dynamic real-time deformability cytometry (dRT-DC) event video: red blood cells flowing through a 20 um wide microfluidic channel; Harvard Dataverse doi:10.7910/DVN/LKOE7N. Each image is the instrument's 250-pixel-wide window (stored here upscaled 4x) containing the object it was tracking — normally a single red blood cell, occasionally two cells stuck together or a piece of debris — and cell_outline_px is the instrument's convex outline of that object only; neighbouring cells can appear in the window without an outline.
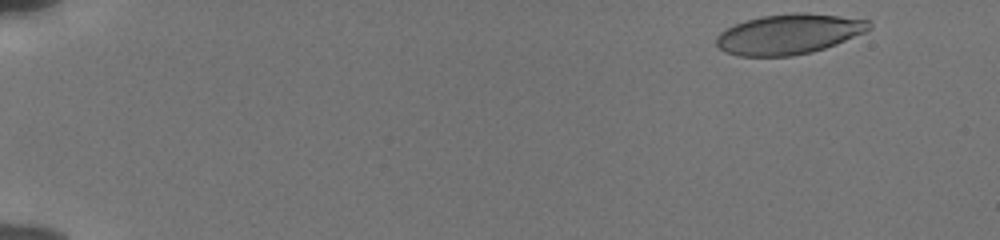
{"species": "human", "species_latin": "Homo sapiens", "temperature_condition": "cold", "stored_images_in_passage": 52, "camera_frame_rate_fps": 3000, "um_per_image_px": 0.085, "donor": {"sex": "male"}, "frame": {"image": 1, "passage_image": 2, "time_ms": 0.333, "image_size_px": [1000, 240], "cell_outline_px": [[872, 28], [864, 32], [836, 44], [812, 52], [792, 56], [736, 56], [724, 52], [716, 44], [716, 36], [720, 32], [736, 24], [748, 20], [764, 16], [792, 12], [804, 12], [868, 20], [872, 24]], "centroid_in_image_um": [67.04, 2.91], "position_along_channel_um": 18.0, "area_um2": 35.55}}
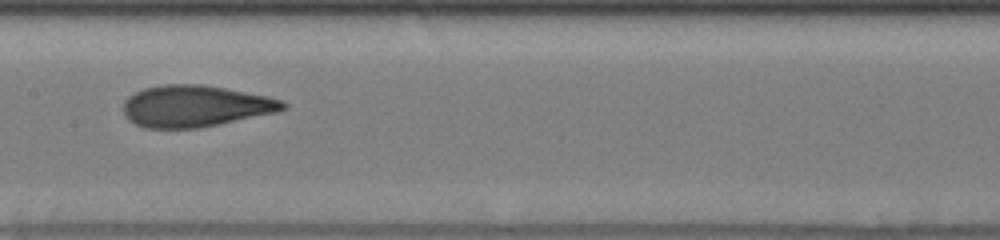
{"frame": {"image": 2, "passage_image": 27, "time_ms": 8.667, "image_size_px": [1000, 240], "cell_outline_px": [[288, 108], [276, 112], [220, 124], [196, 128], [144, 128], [128, 120], [124, 116], [124, 100], [128, 96], [144, 88], [160, 84], [204, 84], [268, 96], [284, 100], [288, 104]], "centroid_in_image_um": [16.61, 9.01], "position_along_channel_um": 190.8, "area_um2": 38.96}}
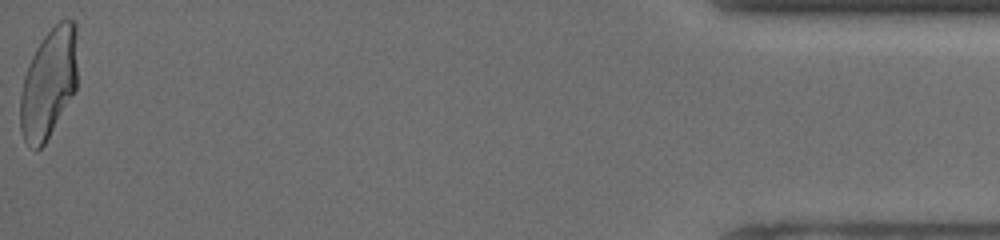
{"frame": {"image": 3, "passage_image": 52, "time_ms": 17.0, "image_size_px": [1000, 240], "cell_outline_px": [[76, 88], [44, 144], [36, 152], [24, 140], [20, 128], [20, 96], [24, 76], [28, 64], [36, 48], [44, 36], [60, 20], [72, 20], [76, 24]], "centroid_in_image_um": [4.11, 7.09], "position_along_channel_um": 431.1, "area_um2": 36.13}, "authors_computed_cell_mechanics": {"area_um2": 36.8186, "velocity_mm_per_s": 3.8399, "shape_relaxation_time_tau1_ms": 4.2519, "shape_relaxation_time_tau2_ms": 1.1501, "deformation_change_tau1": 0.1717, "deformation_change_tau2": 0.0734}}